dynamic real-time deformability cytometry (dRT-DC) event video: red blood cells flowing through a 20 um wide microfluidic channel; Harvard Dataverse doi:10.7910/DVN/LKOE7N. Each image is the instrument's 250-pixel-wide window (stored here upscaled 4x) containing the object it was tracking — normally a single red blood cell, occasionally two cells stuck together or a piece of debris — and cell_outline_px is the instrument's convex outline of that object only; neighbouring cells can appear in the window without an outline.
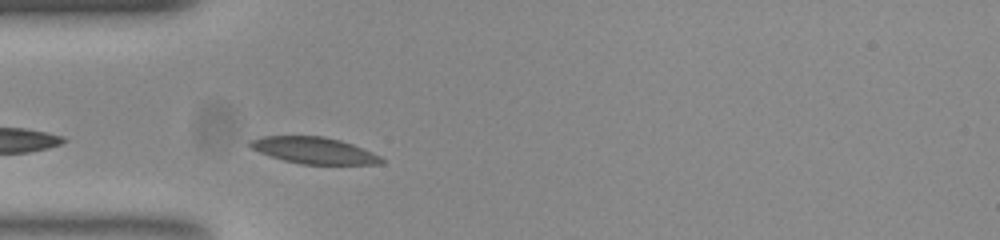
{"species": "common noctule bat (a hibernating species)", "species_latin": "Nyctalus noctula", "temperature_condition": "room temperature", "stored_images_in_passage": 7, "camera_frame_rate_fps": 3000, "um_per_image_px": 0.085, "animal": {"sex": "female", "body_mass_g": 23.0, "forearm_length_mm": 53.4}, "frame": {"image": 1, "passage_image": 3, "time_ms": 0.667, "image_size_px": [1000, 240], "cell_outline_px": [[384, 164], [300, 164], [284, 160], [260, 152], [252, 148], [248, 144], [248, 140], [264, 136], [324, 136], [340, 140], [352, 144], [372, 152], [380, 156], [384, 160]], "centroid_in_image_um": [26.7, 12.78], "position_along_channel_um": 58.3, "area_um2": 20.17}}